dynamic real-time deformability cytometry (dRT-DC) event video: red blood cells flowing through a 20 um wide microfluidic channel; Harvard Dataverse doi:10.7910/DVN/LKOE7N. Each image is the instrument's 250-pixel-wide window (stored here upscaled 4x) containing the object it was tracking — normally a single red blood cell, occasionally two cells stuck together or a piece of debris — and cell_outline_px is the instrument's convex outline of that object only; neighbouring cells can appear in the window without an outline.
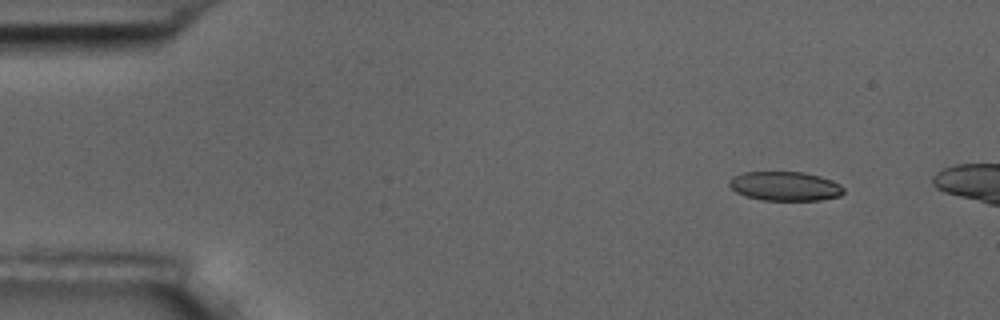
{"species": "common noctule bat (a hibernating species)", "species_latin": "Nyctalus noctula", "temperature_condition": "room temperature", "stored_images_in_passage": 3, "camera_frame_rate_fps": 3000, "um_per_image_px": 0.085, "animal": {"sex": "male", "body_mass_g": 17.5, "forearm_length_mm": 52.3}, "frame": {"image": 1, "passage_image": 1, "time_ms": 0.0, "image_size_px": [1000, 320], "cell_outline_px": [[844, 192], [840, 196], [820, 200], [760, 200], [736, 192], [728, 184], [728, 180], [732, 176], [744, 172], [804, 172], [820, 176], [832, 180], [840, 184], [844, 188]], "centroid_in_image_um": [66.73, 15.82], "position_along_channel_um": 18.3, "area_um2": 19.54}}